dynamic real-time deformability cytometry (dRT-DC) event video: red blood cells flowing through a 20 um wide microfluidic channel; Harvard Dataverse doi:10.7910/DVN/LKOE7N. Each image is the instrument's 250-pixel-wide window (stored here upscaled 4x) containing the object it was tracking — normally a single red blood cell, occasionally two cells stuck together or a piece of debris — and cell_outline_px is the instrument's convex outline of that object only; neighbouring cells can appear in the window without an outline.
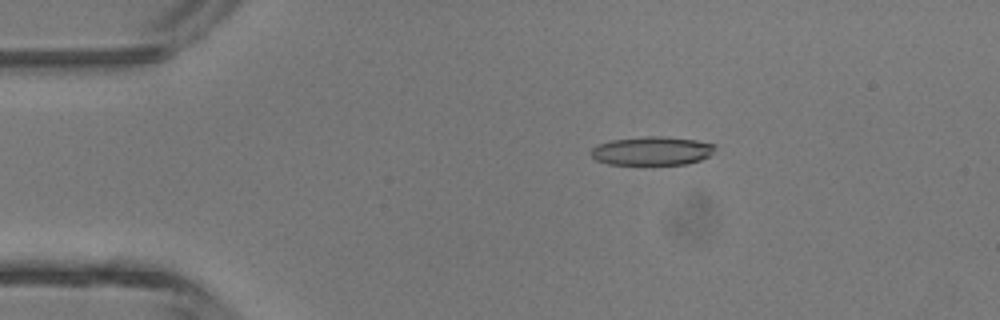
{"species": "common noctule bat (a hibernating species)", "species_latin": "Nyctalus noctula", "temperature_condition": "room temperature", "stored_images_in_passage": 4, "camera_frame_rate_fps": 3000, "um_per_image_px": 0.085, "animal": {"sex": "male", "body_mass_g": 13.3}, "frame": {"image": 1, "passage_image": 2, "time_ms": 1.0, "image_size_px": [1000, 320], "cell_outline_px": [[716, 144], [712, 152], [708, 156], [700, 160], [688, 164], [608, 164], [596, 160], [592, 156], [592, 148], [596, 144], [612, 140], [644, 136], [660, 136], [696, 140]], "centroid_in_image_um": [55.41, 12.82], "position_along_channel_um": 29.6, "area_um2": 20.63}}